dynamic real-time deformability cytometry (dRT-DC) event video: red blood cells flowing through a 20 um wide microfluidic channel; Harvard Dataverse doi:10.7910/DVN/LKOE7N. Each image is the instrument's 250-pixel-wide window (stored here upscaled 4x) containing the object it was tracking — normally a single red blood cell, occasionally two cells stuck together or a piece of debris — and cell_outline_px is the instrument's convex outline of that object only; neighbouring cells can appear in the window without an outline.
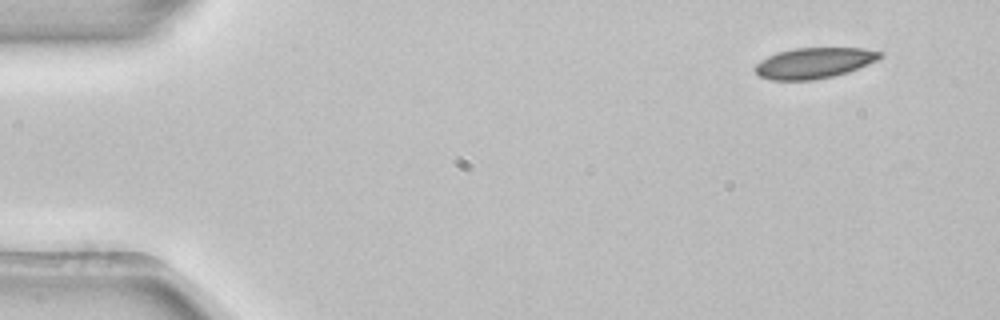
{"species": "common noctule bat (a hibernating species)", "species_latin": "Nyctalus noctula", "temperature_condition": "room temperature", "stored_images_in_passage": 5, "camera_frame_rate_fps": 3000, "um_per_image_px": 0.085, "animal": {"sex": "female", "body_mass_g": 22.7, "forearm_length_mm": 54.2}, "frame": {"image": 1, "passage_image": 5, "time_ms": 1.333, "image_size_px": [1000, 320], "cell_outline_px": [[884, 56], [876, 60], [856, 68], [832, 76], [812, 80], [772, 80], [760, 76], [752, 68], [760, 60], [776, 52], [796, 48], [864, 48], [884, 52]], "centroid_in_image_um": [69.16, 5.34], "position_along_channel_um": 15.8, "area_um2": 22.2}}